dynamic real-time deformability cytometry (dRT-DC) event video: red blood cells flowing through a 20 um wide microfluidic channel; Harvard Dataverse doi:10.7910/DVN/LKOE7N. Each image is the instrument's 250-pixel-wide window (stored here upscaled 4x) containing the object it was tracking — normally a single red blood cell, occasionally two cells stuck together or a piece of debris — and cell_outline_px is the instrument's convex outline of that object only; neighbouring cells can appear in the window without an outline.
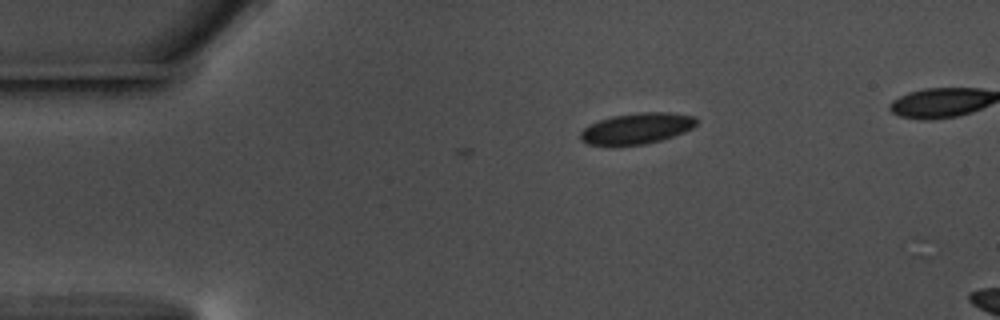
{"species": "common noctule bat (a hibernating species)", "species_latin": "Nyctalus noctula", "temperature_condition": "warm", "stored_images_in_passage": 3, "camera_frame_rate_fps": 3000, "um_per_image_px": 0.085, "animal": {"sex": "male", "body_mass_g": 17.5, "forearm_length_mm": 52.3}, "frame": {"image": 1, "passage_image": 3, "time_ms": 0.667, "image_size_px": [1000, 320], "cell_outline_px": [[700, 120], [692, 128], [684, 132], [660, 140], [644, 144], [588, 144], [580, 140], [580, 132], [588, 124], [612, 116], [640, 112], [672, 112], [696, 116]], "centroid_in_image_um": [54.17, 10.89], "position_along_channel_um": 30.8, "area_um2": 20.81}}